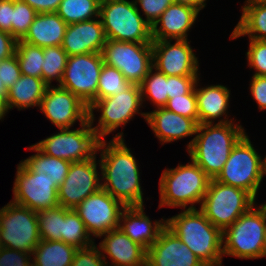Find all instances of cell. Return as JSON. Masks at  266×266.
I'll list each match as a JSON object with an SVG mask.
<instances>
[{"label":"cell","instance_id":"obj_19","mask_svg":"<svg viewBox=\"0 0 266 266\" xmlns=\"http://www.w3.org/2000/svg\"><path fill=\"white\" fill-rule=\"evenodd\" d=\"M146 266H205L166 226L147 250Z\"/></svg>","mask_w":266,"mask_h":266},{"label":"cell","instance_id":"obj_40","mask_svg":"<svg viewBox=\"0 0 266 266\" xmlns=\"http://www.w3.org/2000/svg\"><path fill=\"white\" fill-rule=\"evenodd\" d=\"M250 41L247 52L249 66L257 70L254 75L266 76V40L250 39Z\"/></svg>","mask_w":266,"mask_h":266},{"label":"cell","instance_id":"obj_23","mask_svg":"<svg viewBox=\"0 0 266 266\" xmlns=\"http://www.w3.org/2000/svg\"><path fill=\"white\" fill-rule=\"evenodd\" d=\"M99 247L114 266H146L147 250L132 241L120 228L109 231Z\"/></svg>","mask_w":266,"mask_h":266},{"label":"cell","instance_id":"obj_53","mask_svg":"<svg viewBox=\"0 0 266 266\" xmlns=\"http://www.w3.org/2000/svg\"><path fill=\"white\" fill-rule=\"evenodd\" d=\"M109 1H115V0H98V2H99L100 4H103V3H105V2H109Z\"/></svg>","mask_w":266,"mask_h":266},{"label":"cell","instance_id":"obj_18","mask_svg":"<svg viewBox=\"0 0 266 266\" xmlns=\"http://www.w3.org/2000/svg\"><path fill=\"white\" fill-rule=\"evenodd\" d=\"M153 68L167 76H197L198 61L187 40H152Z\"/></svg>","mask_w":266,"mask_h":266},{"label":"cell","instance_id":"obj_11","mask_svg":"<svg viewBox=\"0 0 266 266\" xmlns=\"http://www.w3.org/2000/svg\"><path fill=\"white\" fill-rule=\"evenodd\" d=\"M77 130L60 129V133L34 144L41 152L69 162H80L96 155L100 138L87 120Z\"/></svg>","mask_w":266,"mask_h":266},{"label":"cell","instance_id":"obj_44","mask_svg":"<svg viewBox=\"0 0 266 266\" xmlns=\"http://www.w3.org/2000/svg\"><path fill=\"white\" fill-rule=\"evenodd\" d=\"M140 3L146 15V21L152 26L160 15L173 3V0H135Z\"/></svg>","mask_w":266,"mask_h":266},{"label":"cell","instance_id":"obj_56","mask_svg":"<svg viewBox=\"0 0 266 266\" xmlns=\"http://www.w3.org/2000/svg\"><path fill=\"white\" fill-rule=\"evenodd\" d=\"M247 1H265V0H247Z\"/></svg>","mask_w":266,"mask_h":266},{"label":"cell","instance_id":"obj_57","mask_svg":"<svg viewBox=\"0 0 266 266\" xmlns=\"http://www.w3.org/2000/svg\"><path fill=\"white\" fill-rule=\"evenodd\" d=\"M264 256H266V246H265V251H264V255H263V257H264Z\"/></svg>","mask_w":266,"mask_h":266},{"label":"cell","instance_id":"obj_22","mask_svg":"<svg viewBox=\"0 0 266 266\" xmlns=\"http://www.w3.org/2000/svg\"><path fill=\"white\" fill-rule=\"evenodd\" d=\"M159 140L171 142L196 134L198 123L191 118L174 113L164 107L151 113H141Z\"/></svg>","mask_w":266,"mask_h":266},{"label":"cell","instance_id":"obj_37","mask_svg":"<svg viewBox=\"0 0 266 266\" xmlns=\"http://www.w3.org/2000/svg\"><path fill=\"white\" fill-rule=\"evenodd\" d=\"M153 67L140 84L142 100L145 93L158 108L164 107L168 101L167 75L158 71L152 74Z\"/></svg>","mask_w":266,"mask_h":266},{"label":"cell","instance_id":"obj_33","mask_svg":"<svg viewBox=\"0 0 266 266\" xmlns=\"http://www.w3.org/2000/svg\"><path fill=\"white\" fill-rule=\"evenodd\" d=\"M15 54L21 74L42 78V64L44 62L43 47L34 46L18 40Z\"/></svg>","mask_w":266,"mask_h":266},{"label":"cell","instance_id":"obj_17","mask_svg":"<svg viewBox=\"0 0 266 266\" xmlns=\"http://www.w3.org/2000/svg\"><path fill=\"white\" fill-rule=\"evenodd\" d=\"M40 110L59 129H69L78 119L81 124L88 120V106L61 86L47 87Z\"/></svg>","mask_w":266,"mask_h":266},{"label":"cell","instance_id":"obj_54","mask_svg":"<svg viewBox=\"0 0 266 266\" xmlns=\"http://www.w3.org/2000/svg\"><path fill=\"white\" fill-rule=\"evenodd\" d=\"M263 161H264V172L266 174V157H265V159Z\"/></svg>","mask_w":266,"mask_h":266},{"label":"cell","instance_id":"obj_7","mask_svg":"<svg viewBox=\"0 0 266 266\" xmlns=\"http://www.w3.org/2000/svg\"><path fill=\"white\" fill-rule=\"evenodd\" d=\"M245 190L211 179L200 211L215 226L224 231L255 203Z\"/></svg>","mask_w":266,"mask_h":266},{"label":"cell","instance_id":"obj_39","mask_svg":"<svg viewBox=\"0 0 266 266\" xmlns=\"http://www.w3.org/2000/svg\"><path fill=\"white\" fill-rule=\"evenodd\" d=\"M164 108L184 117L194 119L198 123L195 87L186 95H180L168 99Z\"/></svg>","mask_w":266,"mask_h":266},{"label":"cell","instance_id":"obj_9","mask_svg":"<svg viewBox=\"0 0 266 266\" xmlns=\"http://www.w3.org/2000/svg\"><path fill=\"white\" fill-rule=\"evenodd\" d=\"M2 247L32 253L41 241L37 212L9 202L0 210Z\"/></svg>","mask_w":266,"mask_h":266},{"label":"cell","instance_id":"obj_25","mask_svg":"<svg viewBox=\"0 0 266 266\" xmlns=\"http://www.w3.org/2000/svg\"><path fill=\"white\" fill-rule=\"evenodd\" d=\"M67 25L56 12L37 13L22 41L39 47L61 46Z\"/></svg>","mask_w":266,"mask_h":266},{"label":"cell","instance_id":"obj_16","mask_svg":"<svg viewBox=\"0 0 266 266\" xmlns=\"http://www.w3.org/2000/svg\"><path fill=\"white\" fill-rule=\"evenodd\" d=\"M96 167V157L71 163L66 178L58 187L59 206L75 209L102 188Z\"/></svg>","mask_w":266,"mask_h":266},{"label":"cell","instance_id":"obj_14","mask_svg":"<svg viewBox=\"0 0 266 266\" xmlns=\"http://www.w3.org/2000/svg\"><path fill=\"white\" fill-rule=\"evenodd\" d=\"M58 187L53 181L39 177L24 162L17 168L14 182V203L25 206L35 212L59 206Z\"/></svg>","mask_w":266,"mask_h":266},{"label":"cell","instance_id":"obj_48","mask_svg":"<svg viewBox=\"0 0 266 266\" xmlns=\"http://www.w3.org/2000/svg\"><path fill=\"white\" fill-rule=\"evenodd\" d=\"M17 40L8 32L0 30V61L15 54Z\"/></svg>","mask_w":266,"mask_h":266},{"label":"cell","instance_id":"obj_55","mask_svg":"<svg viewBox=\"0 0 266 266\" xmlns=\"http://www.w3.org/2000/svg\"><path fill=\"white\" fill-rule=\"evenodd\" d=\"M26 266H36V264L34 262H33V264L32 263L30 264V262H29L26 264Z\"/></svg>","mask_w":266,"mask_h":266},{"label":"cell","instance_id":"obj_27","mask_svg":"<svg viewBox=\"0 0 266 266\" xmlns=\"http://www.w3.org/2000/svg\"><path fill=\"white\" fill-rule=\"evenodd\" d=\"M48 85L42 78L22 74L15 84L8 89L7 104L9 109L13 106L28 108L39 106Z\"/></svg>","mask_w":266,"mask_h":266},{"label":"cell","instance_id":"obj_1","mask_svg":"<svg viewBox=\"0 0 266 266\" xmlns=\"http://www.w3.org/2000/svg\"><path fill=\"white\" fill-rule=\"evenodd\" d=\"M122 133L115 136L106 146L100 140L98 149L101 151L100 168L106 181L102 189L125 206H142L143 197L140 186L139 171L135 157L124 143Z\"/></svg>","mask_w":266,"mask_h":266},{"label":"cell","instance_id":"obj_13","mask_svg":"<svg viewBox=\"0 0 266 266\" xmlns=\"http://www.w3.org/2000/svg\"><path fill=\"white\" fill-rule=\"evenodd\" d=\"M142 101L140 85L132 84L117 95L94 101L88 107V120L93 123V109L99 108L102 111L98 126L93 128L101 139L120 125L126 124L138 112Z\"/></svg>","mask_w":266,"mask_h":266},{"label":"cell","instance_id":"obj_50","mask_svg":"<svg viewBox=\"0 0 266 266\" xmlns=\"http://www.w3.org/2000/svg\"><path fill=\"white\" fill-rule=\"evenodd\" d=\"M205 1L206 0H173V2L175 3L192 6L196 8L198 11H200L202 8L205 7L204 3Z\"/></svg>","mask_w":266,"mask_h":266},{"label":"cell","instance_id":"obj_31","mask_svg":"<svg viewBox=\"0 0 266 266\" xmlns=\"http://www.w3.org/2000/svg\"><path fill=\"white\" fill-rule=\"evenodd\" d=\"M89 238L90 234L86 230L79 214L74 209L63 207L62 241L74 246L76 249H82L94 244Z\"/></svg>","mask_w":266,"mask_h":266},{"label":"cell","instance_id":"obj_38","mask_svg":"<svg viewBox=\"0 0 266 266\" xmlns=\"http://www.w3.org/2000/svg\"><path fill=\"white\" fill-rule=\"evenodd\" d=\"M37 12L26 2L14 0L13 10V37L22 40L28 33Z\"/></svg>","mask_w":266,"mask_h":266},{"label":"cell","instance_id":"obj_32","mask_svg":"<svg viewBox=\"0 0 266 266\" xmlns=\"http://www.w3.org/2000/svg\"><path fill=\"white\" fill-rule=\"evenodd\" d=\"M100 3L98 0H62L57 14L67 23H78L99 17Z\"/></svg>","mask_w":266,"mask_h":266},{"label":"cell","instance_id":"obj_20","mask_svg":"<svg viewBox=\"0 0 266 266\" xmlns=\"http://www.w3.org/2000/svg\"><path fill=\"white\" fill-rule=\"evenodd\" d=\"M106 37L101 20L68 24L61 47L68 56L101 53Z\"/></svg>","mask_w":266,"mask_h":266},{"label":"cell","instance_id":"obj_41","mask_svg":"<svg viewBox=\"0 0 266 266\" xmlns=\"http://www.w3.org/2000/svg\"><path fill=\"white\" fill-rule=\"evenodd\" d=\"M105 256L102 257L99 249L94 244L82 249H77L71 266H106Z\"/></svg>","mask_w":266,"mask_h":266},{"label":"cell","instance_id":"obj_49","mask_svg":"<svg viewBox=\"0 0 266 266\" xmlns=\"http://www.w3.org/2000/svg\"><path fill=\"white\" fill-rule=\"evenodd\" d=\"M30 5L37 13L57 12L62 0H21Z\"/></svg>","mask_w":266,"mask_h":266},{"label":"cell","instance_id":"obj_26","mask_svg":"<svg viewBox=\"0 0 266 266\" xmlns=\"http://www.w3.org/2000/svg\"><path fill=\"white\" fill-rule=\"evenodd\" d=\"M198 124H211V119L220 118L228 107L230 91L223 85L196 89Z\"/></svg>","mask_w":266,"mask_h":266},{"label":"cell","instance_id":"obj_6","mask_svg":"<svg viewBox=\"0 0 266 266\" xmlns=\"http://www.w3.org/2000/svg\"><path fill=\"white\" fill-rule=\"evenodd\" d=\"M99 17L106 39L152 43L151 25L140 16L134 1L115 0L100 4Z\"/></svg>","mask_w":266,"mask_h":266},{"label":"cell","instance_id":"obj_42","mask_svg":"<svg viewBox=\"0 0 266 266\" xmlns=\"http://www.w3.org/2000/svg\"><path fill=\"white\" fill-rule=\"evenodd\" d=\"M198 76H167L168 98L188 94L196 84Z\"/></svg>","mask_w":266,"mask_h":266},{"label":"cell","instance_id":"obj_12","mask_svg":"<svg viewBox=\"0 0 266 266\" xmlns=\"http://www.w3.org/2000/svg\"><path fill=\"white\" fill-rule=\"evenodd\" d=\"M101 53L68 56L60 85L88 107L97 100L98 80L103 68Z\"/></svg>","mask_w":266,"mask_h":266},{"label":"cell","instance_id":"obj_46","mask_svg":"<svg viewBox=\"0 0 266 266\" xmlns=\"http://www.w3.org/2000/svg\"><path fill=\"white\" fill-rule=\"evenodd\" d=\"M14 0H0V30L13 36Z\"/></svg>","mask_w":266,"mask_h":266},{"label":"cell","instance_id":"obj_15","mask_svg":"<svg viewBox=\"0 0 266 266\" xmlns=\"http://www.w3.org/2000/svg\"><path fill=\"white\" fill-rule=\"evenodd\" d=\"M126 206L102 188L88 196L74 210L84 222L88 233L96 237L118 229L122 209Z\"/></svg>","mask_w":266,"mask_h":266},{"label":"cell","instance_id":"obj_52","mask_svg":"<svg viewBox=\"0 0 266 266\" xmlns=\"http://www.w3.org/2000/svg\"><path fill=\"white\" fill-rule=\"evenodd\" d=\"M0 92H8L6 86L1 81V78H0Z\"/></svg>","mask_w":266,"mask_h":266},{"label":"cell","instance_id":"obj_45","mask_svg":"<svg viewBox=\"0 0 266 266\" xmlns=\"http://www.w3.org/2000/svg\"><path fill=\"white\" fill-rule=\"evenodd\" d=\"M31 253L2 247L0 250V266H26ZM29 257V258H28Z\"/></svg>","mask_w":266,"mask_h":266},{"label":"cell","instance_id":"obj_21","mask_svg":"<svg viewBox=\"0 0 266 266\" xmlns=\"http://www.w3.org/2000/svg\"><path fill=\"white\" fill-rule=\"evenodd\" d=\"M199 11L189 5L173 2L151 26L152 40H187V31ZM159 23L161 26L158 28Z\"/></svg>","mask_w":266,"mask_h":266},{"label":"cell","instance_id":"obj_2","mask_svg":"<svg viewBox=\"0 0 266 266\" xmlns=\"http://www.w3.org/2000/svg\"><path fill=\"white\" fill-rule=\"evenodd\" d=\"M196 133L199 134L188 144L189 156L211 179H215L245 132L242 126L222 120L214 126L212 123L199 124Z\"/></svg>","mask_w":266,"mask_h":266},{"label":"cell","instance_id":"obj_3","mask_svg":"<svg viewBox=\"0 0 266 266\" xmlns=\"http://www.w3.org/2000/svg\"><path fill=\"white\" fill-rule=\"evenodd\" d=\"M172 231L205 266H221L223 231L215 227L200 211L187 209L165 221Z\"/></svg>","mask_w":266,"mask_h":266},{"label":"cell","instance_id":"obj_35","mask_svg":"<svg viewBox=\"0 0 266 266\" xmlns=\"http://www.w3.org/2000/svg\"><path fill=\"white\" fill-rule=\"evenodd\" d=\"M131 85L118 69L104 63L98 80L97 100L117 95Z\"/></svg>","mask_w":266,"mask_h":266},{"label":"cell","instance_id":"obj_10","mask_svg":"<svg viewBox=\"0 0 266 266\" xmlns=\"http://www.w3.org/2000/svg\"><path fill=\"white\" fill-rule=\"evenodd\" d=\"M101 55L105 64L118 69L131 84L140 85L153 67L152 43L106 39Z\"/></svg>","mask_w":266,"mask_h":266},{"label":"cell","instance_id":"obj_28","mask_svg":"<svg viewBox=\"0 0 266 266\" xmlns=\"http://www.w3.org/2000/svg\"><path fill=\"white\" fill-rule=\"evenodd\" d=\"M246 2L248 4L243 7L241 19L230 38L235 39L248 34L250 39L266 40V0Z\"/></svg>","mask_w":266,"mask_h":266},{"label":"cell","instance_id":"obj_4","mask_svg":"<svg viewBox=\"0 0 266 266\" xmlns=\"http://www.w3.org/2000/svg\"><path fill=\"white\" fill-rule=\"evenodd\" d=\"M211 178L192 161L191 164L179 165L166 169L160 178V206L184 207L196 209L194 203H200L206 194ZM201 201V202H200Z\"/></svg>","mask_w":266,"mask_h":266},{"label":"cell","instance_id":"obj_30","mask_svg":"<svg viewBox=\"0 0 266 266\" xmlns=\"http://www.w3.org/2000/svg\"><path fill=\"white\" fill-rule=\"evenodd\" d=\"M77 249L59 240H41L31 255L36 266H71Z\"/></svg>","mask_w":266,"mask_h":266},{"label":"cell","instance_id":"obj_51","mask_svg":"<svg viewBox=\"0 0 266 266\" xmlns=\"http://www.w3.org/2000/svg\"><path fill=\"white\" fill-rule=\"evenodd\" d=\"M7 93L8 92H0V120L4 117L5 113L9 110L7 104Z\"/></svg>","mask_w":266,"mask_h":266},{"label":"cell","instance_id":"obj_8","mask_svg":"<svg viewBox=\"0 0 266 266\" xmlns=\"http://www.w3.org/2000/svg\"><path fill=\"white\" fill-rule=\"evenodd\" d=\"M264 174V161L255 151L248 136L244 135L233 147L215 180L243 189L255 199Z\"/></svg>","mask_w":266,"mask_h":266},{"label":"cell","instance_id":"obj_34","mask_svg":"<svg viewBox=\"0 0 266 266\" xmlns=\"http://www.w3.org/2000/svg\"><path fill=\"white\" fill-rule=\"evenodd\" d=\"M43 57L42 79L48 86L53 79L60 83L66 68L68 54L61 46H48L43 47Z\"/></svg>","mask_w":266,"mask_h":266},{"label":"cell","instance_id":"obj_24","mask_svg":"<svg viewBox=\"0 0 266 266\" xmlns=\"http://www.w3.org/2000/svg\"><path fill=\"white\" fill-rule=\"evenodd\" d=\"M124 219V220H123ZM120 220L124 225L119 228L134 242L148 250L157 240L160 231L165 227V221L156 222L152 226L151 221L145 215L142 206H126L123 208ZM164 222V223H163Z\"/></svg>","mask_w":266,"mask_h":266},{"label":"cell","instance_id":"obj_36","mask_svg":"<svg viewBox=\"0 0 266 266\" xmlns=\"http://www.w3.org/2000/svg\"><path fill=\"white\" fill-rule=\"evenodd\" d=\"M39 234L41 240L62 241L63 234V207L42 210L37 212Z\"/></svg>","mask_w":266,"mask_h":266},{"label":"cell","instance_id":"obj_29","mask_svg":"<svg viewBox=\"0 0 266 266\" xmlns=\"http://www.w3.org/2000/svg\"><path fill=\"white\" fill-rule=\"evenodd\" d=\"M31 150L37 152L36 155L25 159L23 162L39 177L46 178L54 182L59 187L66 178L71 162L59 159L41 152L35 145L30 146Z\"/></svg>","mask_w":266,"mask_h":266},{"label":"cell","instance_id":"obj_47","mask_svg":"<svg viewBox=\"0 0 266 266\" xmlns=\"http://www.w3.org/2000/svg\"><path fill=\"white\" fill-rule=\"evenodd\" d=\"M250 85L251 93L259 108L266 109V76L253 75Z\"/></svg>","mask_w":266,"mask_h":266},{"label":"cell","instance_id":"obj_43","mask_svg":"<svg viewBox=\"0 0 266 266\" xmlns=\"http://www.w3.org/2000/svg\"><path fill=\"white\" fill-rule=\"evenodd\" d=\"M21 75L16 54L0 61V78L7 90L15 84Z\"/></svg>","mask_w":266,"mask_h":266},{"label":"cell","instance_id":"obj_5","mask_svg":"<svg viewBox=\"0 0 266 266\" xmlns=\"http://www.w3.org/2000/svg\"><path fill=\"white\" fill-rule=\"evenodd\" d=\"M223 255L254 259L263 257L266 246V207L254 205L223 231Z\"/></svg>","mask_w":266,"mask_h":266}]
</instances>
